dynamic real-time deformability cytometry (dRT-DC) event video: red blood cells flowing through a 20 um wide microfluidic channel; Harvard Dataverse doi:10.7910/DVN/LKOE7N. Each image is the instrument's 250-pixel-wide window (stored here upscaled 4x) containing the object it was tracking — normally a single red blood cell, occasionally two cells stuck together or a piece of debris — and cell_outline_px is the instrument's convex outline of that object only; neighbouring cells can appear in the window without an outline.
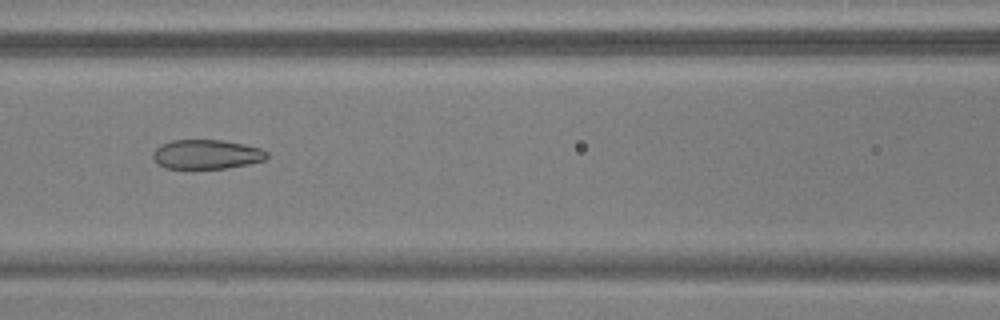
{"species": "common noctule bat (a hibernating species)", "species_latin": "Nyctalus noctula", "temperature_condition": "warm", "stored_images_in_passage": 55, "camera_frame_rate_fps": 3000, "um_per_image_px": 0.085, "animal": {"sex": "male", "body_mass_g": 17.9, "forearm_length_mm": 54.2}, "frame": {"image": 1, "passage_image": 25, "time_ms": 8.0, "image_size_px": [1000, 320], "cell_outline_px": [[268, 156], [264, 160], [248, 164], [224, 168], [164, 168], [152, 156], [152, 152], [160, 144], [172, 140], [224, 140], [244, 144], [260, 148], [268, 152]], "centroid_in_image_um": [17.56, 13.1], "position_along_channel_um": 149.0, "area_um2": 19.42}}
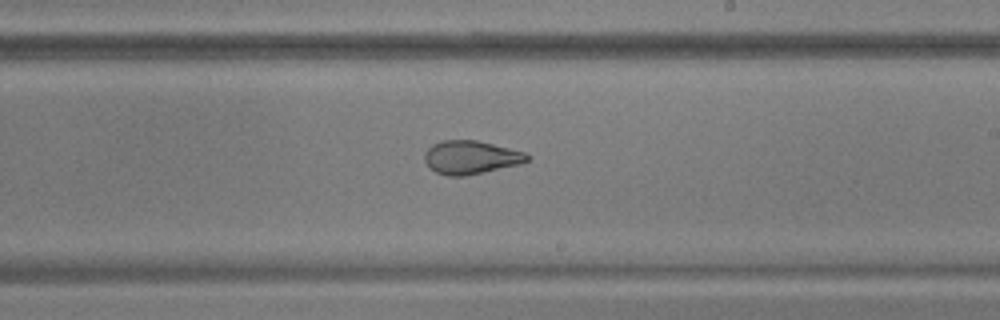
{"frame": {"image": 2, "passage_image": 33, "time_ms": 10.667, "image_size_px": [1000, 320], "cell_outline_px": [[528, 160], [520, 164], [464, 176], [448, 176], [436, 172], [424, 160], [424, 152], [432, 144], [440, 140], [476, 140], [524, 152], [528, 156]], "centroid_in_image_um": [39.97, 13.37], "position_along_channel_um": 249.0, "area_um2": 19.71}}
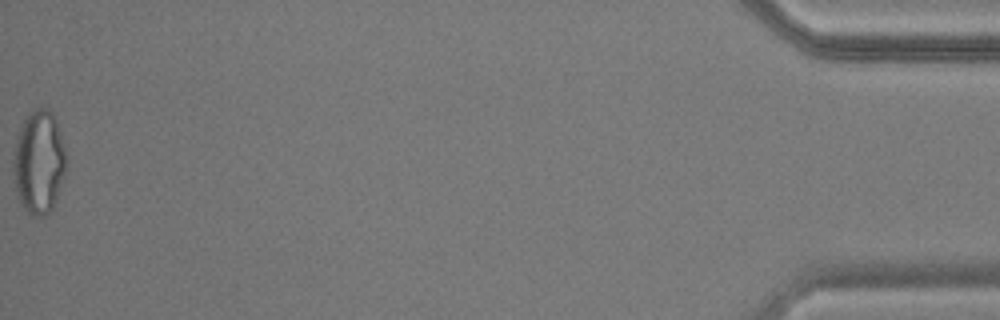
{"frame": {"image": 3, "passage_image": 55, "time_ms": 18.0, "image_size_px": [1000, 320], "cell_outline_px": [[64, 172], [56, 200], [52, 208], [44, 216], [36, 216], [28, 212], [20, 204], [16, 192], [12, 172], [12, 160], [16, 140], [20, 128], [24, 120], [32, 108], [40, 104], [48, 108], [52, 112], [56, 120], [60, 132], [64, 148]], "centroid_in_image_um": [3.27, 13.73], "position_along_channel_um": 431.9, "area_um2": 31.91}, "authors_computed_cell_mechanics": {"area_um2": 24.854, "velocity_mm_per_s": 3.7482, "shape_relaxation_time_tau1_ms": 8.4236, "shape_relaxation_time_tau2_ms": 1.48, "deformation_change_tau1": 0.2213, "deformation_change_tau2": 0.082}}